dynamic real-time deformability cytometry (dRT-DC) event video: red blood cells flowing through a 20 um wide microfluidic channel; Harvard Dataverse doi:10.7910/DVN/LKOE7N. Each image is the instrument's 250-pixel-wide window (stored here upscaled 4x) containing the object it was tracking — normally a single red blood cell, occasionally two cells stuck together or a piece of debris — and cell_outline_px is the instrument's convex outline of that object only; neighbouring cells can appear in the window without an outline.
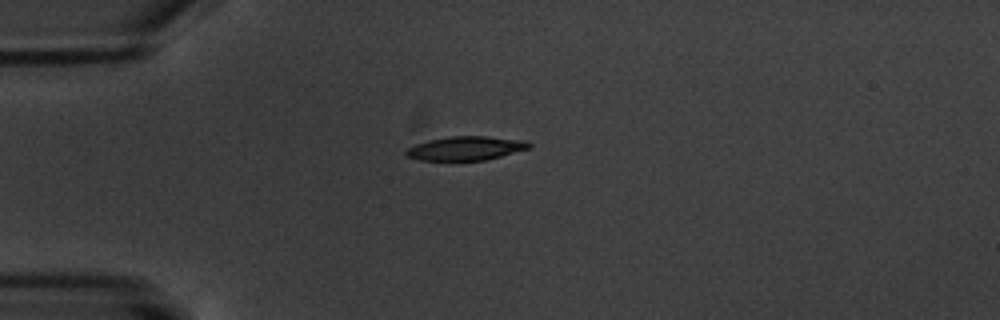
{"species": "common noctule bat (a hibernating species)", "species_latin": "Nyctalus noctula", "temperature_condition": "warm", "stored_images_in_passage": 7, "camera_frame_rate_fps": 3000, "um_per_image_px": 0.085, "animal": {"sex": "male", "body_mass_g": 20.1, "forearm_length_mm": 53.5}, "frame": {"image": 1, "passage_image": 1, "time_ms": 0.0, "image_size_px": [1000, 320], "cell_outline_px": [[532, 144], [528, 148], [500, 156], [484, 160], [420, 160], [408, 156], [404, 152], [408, 148], [416, 144], [428, 140], [452, 136], [484, 136], [528, 140]], "centroid_in_image_um": [39.6, 12.59], "position_along_channel_um": 45.4, "area_um2": 16.94}}
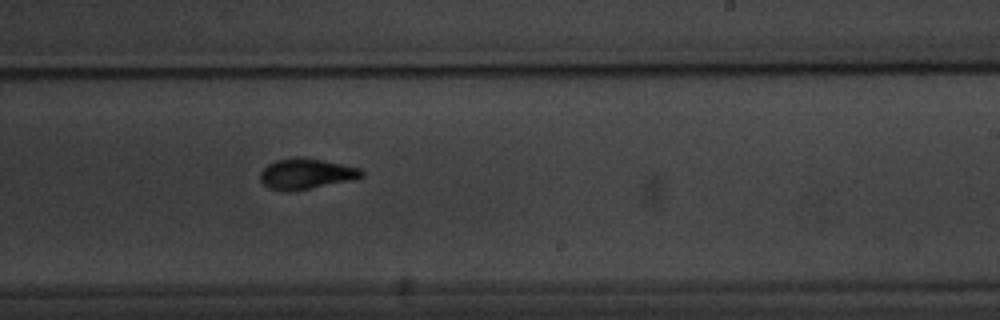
{"frame": {"image": 2, "passage_image": 7, "time_ms": 7.0, "image_size_px": [1000, 320], "cell_outline_px": [[364, 176], [352, 180], [288, 192], [268, 188], [260, 180], [260, 172], [268, 164], [276, 160], [324, 160], [360, 168], [364, 172]], "centroid_in_image_um": [26.03, 14.82], "position_along_channel_um": 263.0, "area_um2": 17.4}}